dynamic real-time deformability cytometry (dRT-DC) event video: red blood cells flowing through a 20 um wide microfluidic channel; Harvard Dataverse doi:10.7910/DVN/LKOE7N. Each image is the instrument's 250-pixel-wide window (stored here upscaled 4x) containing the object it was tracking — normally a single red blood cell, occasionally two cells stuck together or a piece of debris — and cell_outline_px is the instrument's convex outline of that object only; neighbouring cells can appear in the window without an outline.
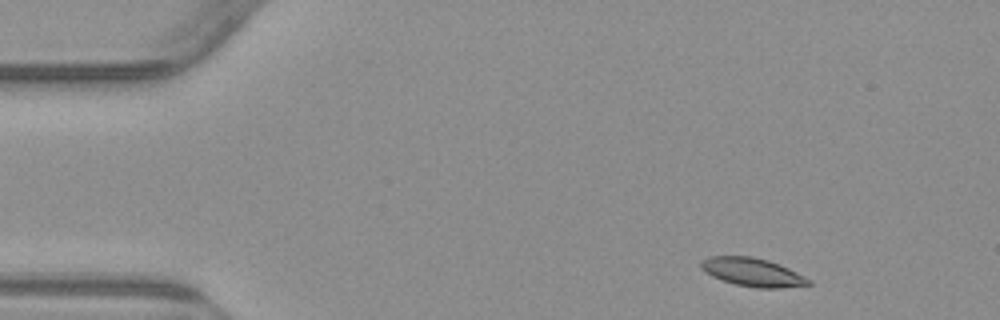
{"species": "common noctule bat (a hibernating species)", "species_latin": "Nyctalus noctula", "temperature_condition": "warm", "stored_images_in_passage": 50, "camera_frame_rate_fps": 3000, "um_per_image_px": 0.085, "animal": {"sex": "male", "body_mass_g": 23.1, "forearm_length_mm": 52.7}, "frame": {"image": 1, "passage_image": 3, "time_ms": 0.667, "image_size_px": [1000, 320], "cell_outline_px": [[812, 284], [780, 288], [756, 288], [736, 284], [712, 276], [704, 272], [700, 268], [700, 260], [708, 256], [752, 256], [768, 260], [780, 264], [812, 280]], "centroid_in_image_um": [63.95, 23.12], "position_along_channel_um": 21.1, "area_um2": 17.86}}
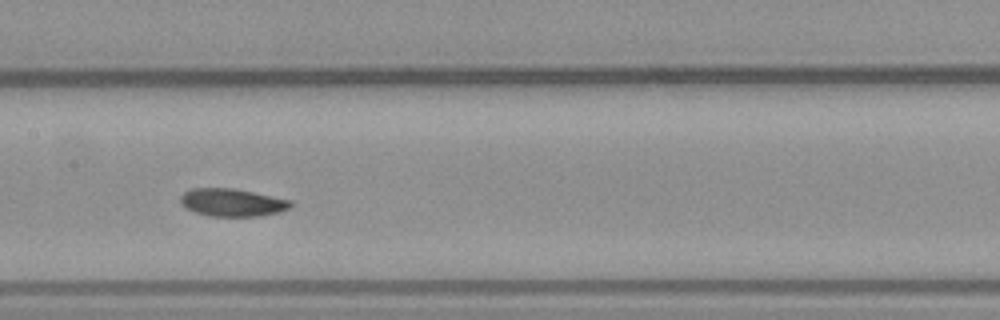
{"frame": {"image": 2, "passage_image": 23, "time_ms": 7.333, "image_size_px": [1000, 320], "cell_outline_px": [[292, 208], [280, 212], [260, 216], [208, 216], [184, 208], [180, 204], [180, 196], [184, 192], [192, 188], [232, 188], [292, 200]], "centroid_in_image_um": [19.73, 17.22], "position_along_channel_um": 187.7, "area_um2": 17.98}}
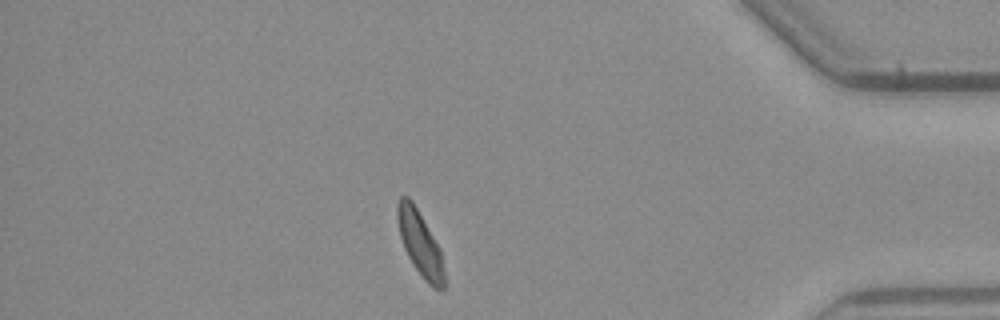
{"frame": {"image": 3, "passage_image": 43, "time_ms": 14.0, "image_size_px": [1000, 320], "cell_outline_px": [[444, 292], [440, 292], [432, 288], [424, 280], [412, 264], [404, 248], [400, 236], [396, 216], [396, 208], [400, 196], [408, 196], [412, 200], [440, 248], [444, 272]], "centroid_in_image_um": [35.7, 20.73], "position_along_channel_um": 399.5, "area_um2": 17.8}, "authors_computed_cell_mechanics": {"area_um2": 18.0336, "velocity_mm_per_s": 3.7986, "shape_relaxation_time_tau1_ms": 3.6464, "shape_relaxation_time_tau2_ms": 8.8106, "deformation_change_tau1": 0.1189, "deformation_change_tau2": 0.15}}